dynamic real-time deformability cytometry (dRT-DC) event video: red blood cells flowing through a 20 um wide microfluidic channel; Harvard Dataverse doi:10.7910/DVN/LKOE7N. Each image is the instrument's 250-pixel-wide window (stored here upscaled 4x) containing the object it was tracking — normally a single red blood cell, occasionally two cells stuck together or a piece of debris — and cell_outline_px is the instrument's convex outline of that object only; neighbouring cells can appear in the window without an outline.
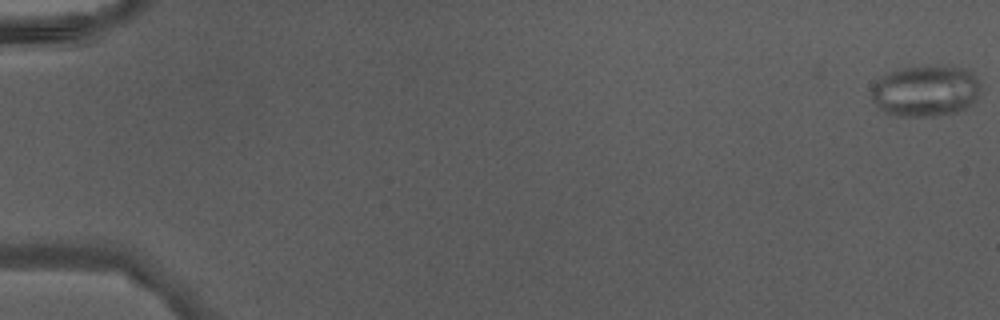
{"species": "Egyptian fruit bat (a non-hibernating species)", "species_latin": "Rousettus aegyptiacus", "temperature_condition": "warm", "stored_images_in_passage": 13, "camera_frame_rate_fps": 3000, "um_per_image_px": 0.085, "animal": {"sex": "male"}, "frame": {"image": 1, "passage_image": 1, "time_ms": 0.0, "image_size_px": [1000, 320], "cell_outline_px": [[980, 92], [976, 100], [964, 108], [956, 112], [936, 116], [896, 116], [884, 112], [872, 100], [872, 88], [876, 80], [880, 76], [888, 72], [904, 68], [928, 64], [948, 64], [964, 68], [976, 76], [980, 80]], "centroid_in_image_um": [78.7, 7.69], "position_along_channel_um": 6.3, "area_um2": 33.35}}